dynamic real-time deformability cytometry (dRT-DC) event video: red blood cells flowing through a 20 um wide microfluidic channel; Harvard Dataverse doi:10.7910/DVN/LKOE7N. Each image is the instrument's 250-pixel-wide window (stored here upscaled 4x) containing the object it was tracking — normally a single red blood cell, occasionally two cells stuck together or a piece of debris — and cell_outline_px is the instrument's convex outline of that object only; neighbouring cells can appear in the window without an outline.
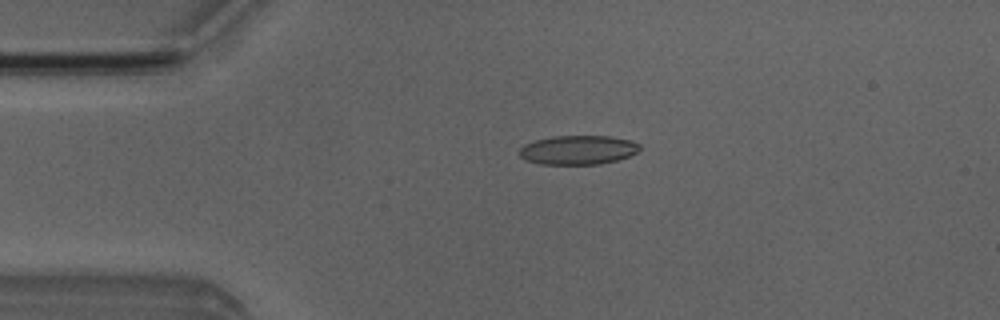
{"species": "Egyptian fruit bat (a non-hibernating species)", "species_latin": "Rousettus aegyptiacus", "temperature_condition": "room temperature", "stored_images_in_passage": 1, "camera_frame_rate_fps": 3000, "um_per_image_px": 0.085, "animal": {"sex": "male"}, "frame": {"image": 1, "passage_image": 1, "time_ms": 0.0, "image_size_px": [1000, 320], "cell_outline_px": [[640, 148], [636, 152], [620, 160], [600, 164], [540, 164], [528, 160], [520, 156], [516, 152], [524, 144], [536, 140], [552, 136], [608, 136], [632, 140], [640, 144]], "centroid_in_image_um": [49.13, 12.74], "position_along_channel_um": 35.9, "area_um2": 20.52}}